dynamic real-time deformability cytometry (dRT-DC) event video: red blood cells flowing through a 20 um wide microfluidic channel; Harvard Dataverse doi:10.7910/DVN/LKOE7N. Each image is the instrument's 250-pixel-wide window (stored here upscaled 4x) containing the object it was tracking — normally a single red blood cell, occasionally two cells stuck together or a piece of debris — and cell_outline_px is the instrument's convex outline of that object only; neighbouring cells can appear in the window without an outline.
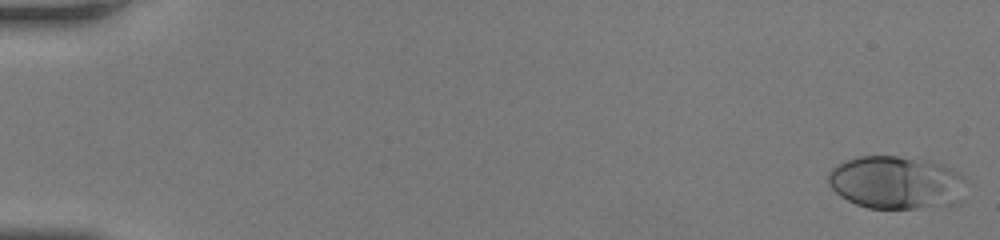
{"species": "human", "species_latin": "Homo sapiens", "temperature_condition": "room temperature", "stored_images_in_passage": 50, "camera_frame_rate_fps": 3000, "um_per_image_px": 0.085, "donor": {"sex": "female"}, "frame": {"image": 1, "passage_image": 1, "time_ms": 0.0, "image_size_px": [1000, 240], "cell_outline_px": [[964, 176], [960, 204], [916, 208], [868, 208], [856, 204], [840, 196], [828, 184], [828, 172], [832, 168], [856, 156], [896, 156], [932, 160], [944, 164], [960, 172]], "centroid_in_image_um": [76.2, 15.5], "position_along_channel_um": 8.8, "area_um2": 42.89}}
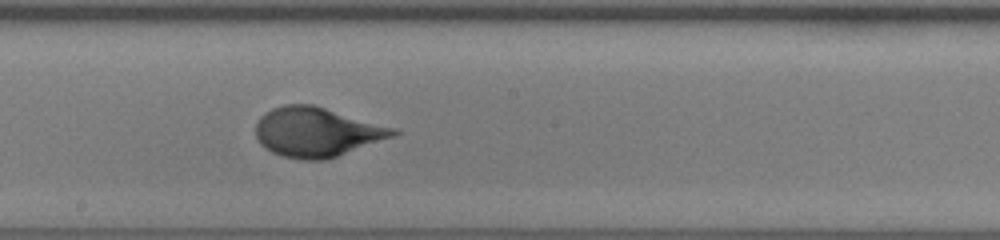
{"frame": {"image": 2, "passage_image": 29, "time_ms": 9.333, "image_size_px": [1000, 240], "cell_outline_px": [[400, 132], [396, 136], [328, 160], [300, 160], [284, 156], [272, 152], [264, 148], [260, 144], [256, 136], [256, 124], [260, 116], [264, 112], [272, 108], [284, 104], [312, 104], [400, 128]], "centroid_in_image_um": [26.98, 11.22], "position_along_channel_um": 221.2, "area_um2": 40.4}}
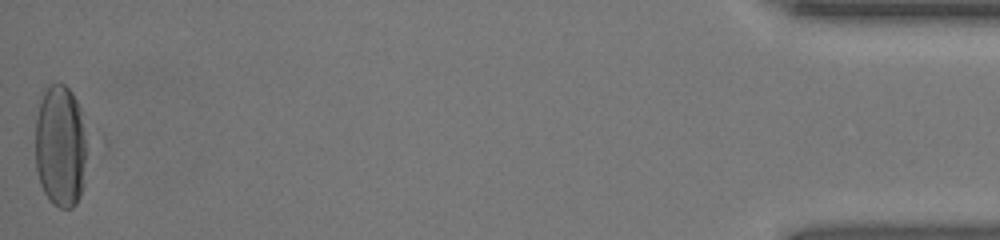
{"frame": {"image": 3, "passage_image": 50, "time_ms": 16.333, "image_size_px": [1000, 240], "cell_outline_px": [[84, 184], [80, 196], [76, 204], [72, 208], [60, 208], [52, 204], [48, 200], [40, 184], [36, 168], [36, 116], [40, 92], [48, 84], [64, 84], [72, 92], [80, 108], [84, 136]], "centroid_in_image_um": [5.09, 12.41], "position_along_channel_um": 430.1, "area_um2": 36.99}, "authors_computed_cell_mechanics": {"area_um2": 38.148, "velocity_mm_per_s": 4.2485, "shape_relaxation_time_tau1_ms": 4.4527, "shape_relaxation_time_tau2_ms": null, "deformation_change_tau1": 0.2109, "deformation_change_tau2": null}}